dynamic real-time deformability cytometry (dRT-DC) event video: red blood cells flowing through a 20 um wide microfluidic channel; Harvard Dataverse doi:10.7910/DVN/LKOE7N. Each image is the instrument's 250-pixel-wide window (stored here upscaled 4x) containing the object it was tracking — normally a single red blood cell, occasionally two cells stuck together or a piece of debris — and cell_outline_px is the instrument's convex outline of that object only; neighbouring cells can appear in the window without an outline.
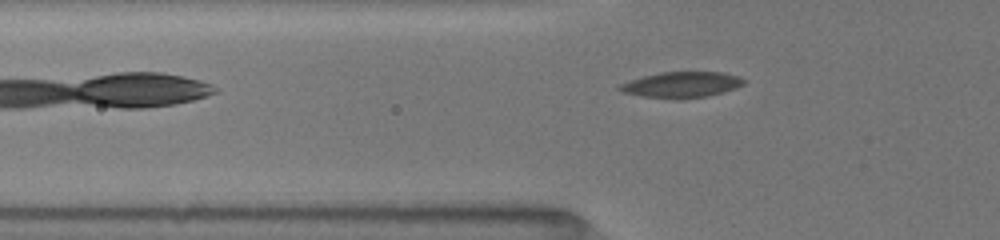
{"species": "common noctule bat (a hibernating species)", "species_latin": "Nyctalus noctula", "temperature_condition": "room temperature", "stored_images_in_passage": 31, "camera_frame_rate_fps": 3000, "um_per_image_px": 0.085, "animal": {"sex": "female", "body_mass_g": 19.5, "forearm_length_mm": 54.1}, "frame": {"image": 1, "passage_image": 5, "time_ms": 1.333, "image_size_px": [1000, 240], "cell_outline_px": [[744, 84], [736, 88], [724, 92], [708, 96], [640, 96], [624, 92], [616, 88], [620, 84], [644, 76], [660, 72], [724, 72], [740, 76], [744, 80]], "centroid_in_image_um": [57.99, 7.15], "position_along_channel_um": 67.8, "area_um2": 17.86}}
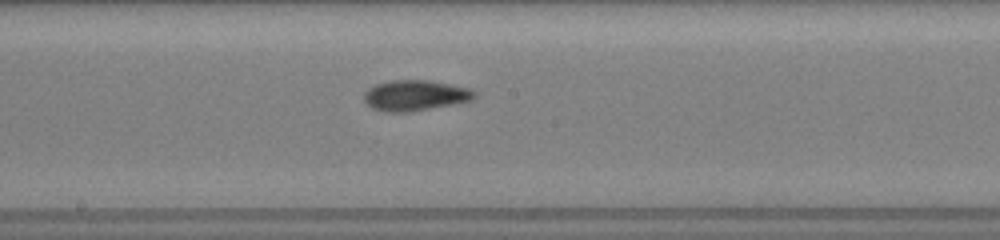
{"frame": {"image": 2, "passage_image": 15, "time_ms": 5.0, "image_size_px": [1000, 240], "cell_outline_px": [[476, 96], [472, 100], [408, 112], [384, 112], [372, 108], [364, 100], [364, 92], [368, 88], [376, 84], [392, 80], [428, 80], [472, 88], [476, 92]], "centroid_in_image_um": [35.28, 8.1], "position_along_channel_um": 212.9, "area_um2": 19.65}}
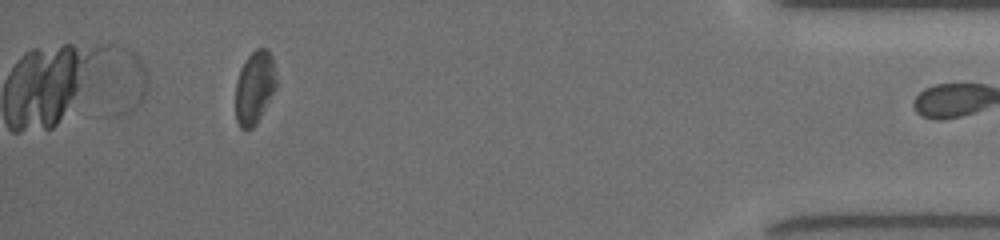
{"frame": {"image": 3, "passage_image": 30, "time_ms": 11.333, "image_size_px": [1000, 240], "cell_outline_px": [[276, 88], [256, 124], [248, 132], [244, 132], [240, 128], [236, 120], [236, 80], [240, 68], [248, 56], [256, 48], [268, 48], [272, 56], [276, 80]], "centroid_in_image_um": [21.62, 7.45], "position_along_channel_um": 413.6, "area_um2": 17.51}}